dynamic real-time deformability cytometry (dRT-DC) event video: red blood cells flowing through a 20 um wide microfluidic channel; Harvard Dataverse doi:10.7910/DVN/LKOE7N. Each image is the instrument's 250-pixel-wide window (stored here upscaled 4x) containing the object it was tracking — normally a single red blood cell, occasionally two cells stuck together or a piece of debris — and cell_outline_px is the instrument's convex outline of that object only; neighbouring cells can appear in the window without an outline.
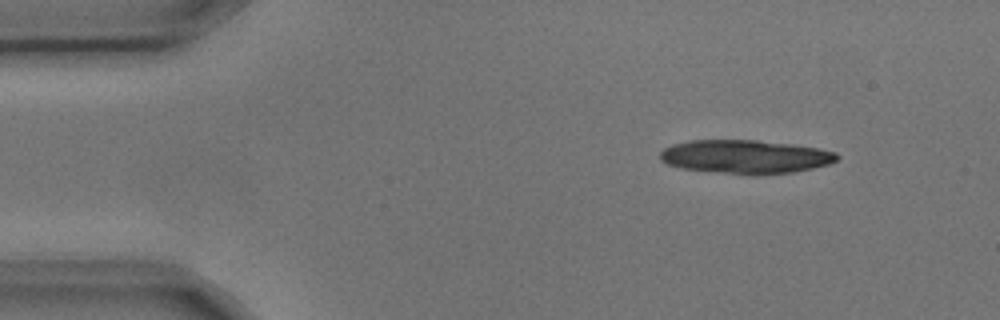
{"species": "common noctule bat (a hibernating species)", "species_latin": "Nyctalus noctula", "temperature_condition": "cold", "stored_images_in_passage": 4, "segment_of_instrument_passage": [1, 2], "camera_frame_rate_fps": 3000, "um_per_image_px": 0.085, "animal": {"sex": "male", "body_mass_g": 17.9, "forearm_length_mm": 54.2}, "frame": {"image": 1, "passage_image": 1, "time_ms": 0.0, "image_size_px": [1000, 320], "cell_outline_px": [[840, 156], [836, 160], [828, 164], [812, 168], [792, 172], [756, 176], [752, 176], [680, 168], [668, 164], [660, 160], [660, 152], [664, 148], [672, 144], [688, 140], [756, 140], [792, 144], [820, 148], [836, 152]], "centroid_in_image_um": [63.35, 13.33], "position_along_channel_um": 21.7, "area_um2": 35.03}}